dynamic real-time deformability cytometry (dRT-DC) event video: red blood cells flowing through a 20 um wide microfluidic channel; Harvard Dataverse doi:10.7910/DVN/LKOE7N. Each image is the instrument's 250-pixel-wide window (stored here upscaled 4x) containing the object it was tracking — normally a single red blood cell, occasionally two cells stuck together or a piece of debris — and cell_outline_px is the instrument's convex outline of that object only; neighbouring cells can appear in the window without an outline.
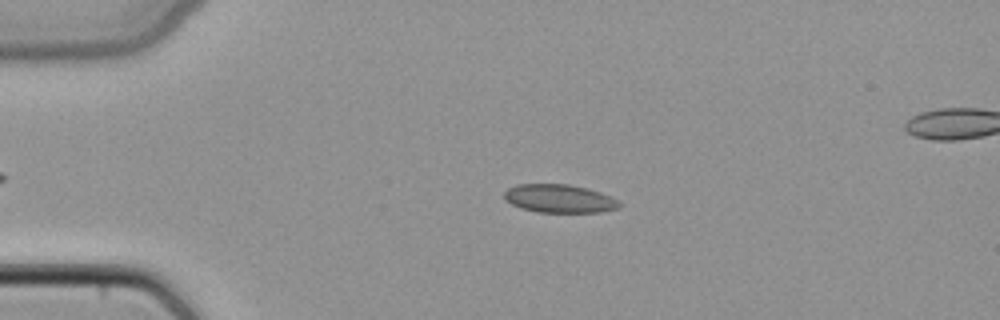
{"species": "common noctule bat (a hibernating species)", "species_latin": "Nyctalus noctula", "temperature_condition": "cold", "stored_images_in_passage": 41, "segment_of_instrument_passage": [1, 2], "camera_frame_rate_fps": 3000, "um_per_image_px": 0.085, "animal": {"sex": "female", "body_mass_g": 22.7, "forearm_length_mm": 54.2}, "frame": {"image": 1, "passage_image": 3, "time_ms": 0.667, "image_size_px": [1000, 320], "cell_outline_px": [[620, 208], [600, 212], [536, 212], [520, 208], [504, 200], [504, 192], [508, 188], [516, 184], [568, 184], [588, 188], [600, 192], [616, 200], [620, 204]], "centroid_in_image_um": [47.5, 16.88], "position_along_channel_um": 37.5, "area_um2": 19.02}}
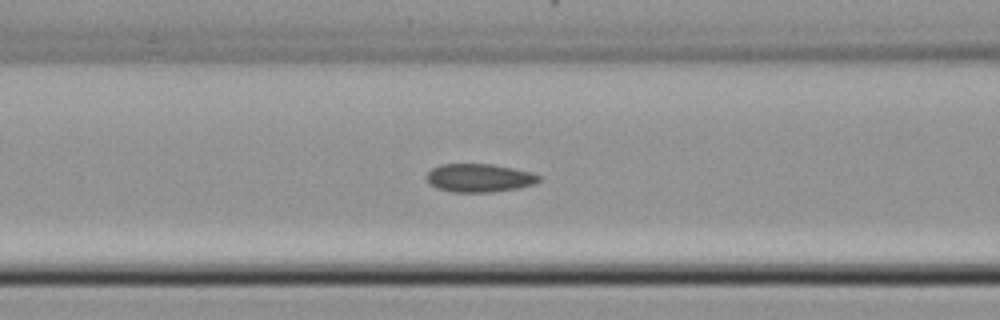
{"frame": {"image": 2, "passage_image": 12, "time_ms": 3.667, "image_size_px": [1000, 320], "cell_outline_px": [[540, 180], [536, 184], [516, 188], [492, 192], [452, 192], [436, 188], [428, 180], [428, 172], [432, 168], [440, 164], [492, 164], [532, 172], [540, 176]], "centroid_in_image_um": [40.76, 15.12], "position_along_channel_um": 125.8, "area_um2": 18.44}}
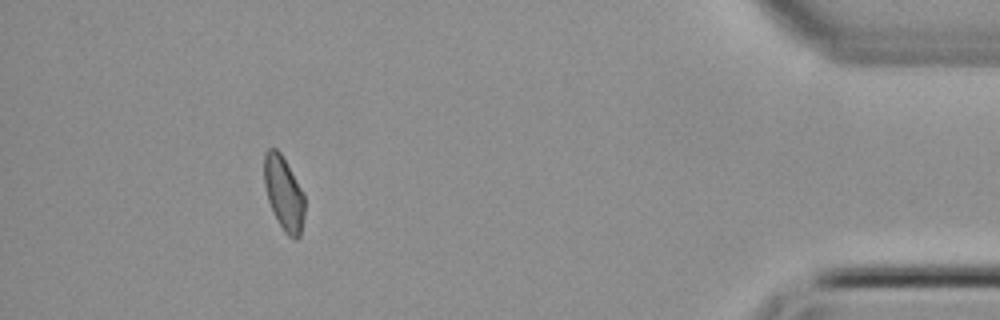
{"frame": {"image": 3, "passage_image": 36, "time_ms": 11.667, "image_size_px": [1000, 320], "cell_outline_px": [[304, 212], [300, 236], [296, 240], [288, 236], [284, 232], [268, 200], [264, 184], [264, 152], [268, 148], [276, 148], [280, 152], [300, 188], [304, 196]], "centroid_in_image_um": [24.1, 16.43], "position_along_channel_um": 411.1, "area_um2": 17.05}}